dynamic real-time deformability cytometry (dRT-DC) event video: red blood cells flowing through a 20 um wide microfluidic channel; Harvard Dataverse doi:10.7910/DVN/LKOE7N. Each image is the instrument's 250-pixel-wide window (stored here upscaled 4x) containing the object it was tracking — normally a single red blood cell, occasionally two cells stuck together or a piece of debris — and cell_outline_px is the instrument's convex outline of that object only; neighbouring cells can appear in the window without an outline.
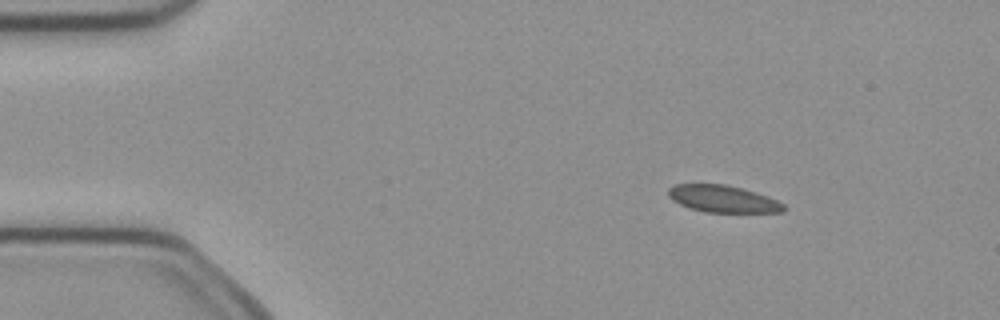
{"species": "common noctule bat (a hibernating species)", "species_latin": "Nyctalus noctula", "temperature_condition": "cold", "stored_images_in_passage": 4, "camera_frame_rate_fps": 3000, "um_per_image_px": 0.085, "animal": {"sex": "female", "body_mass_g": 21.9}, "frame": {"image": 1, "passage_image": 2, "time_ms": 0.333, "image_size_px": [1000, 320], "cell_outline_px": [[784, 212], [704, 212], [688, 208], [672, 200], [668, 196], [668, 188], [676, 184], [724, 184], [740, 188], [768, 196], [784, 204]], "centroid_in_image_um": [61.41, 16.91], "position_along_channel_um": 23.6, "area_um2": 18.09}}